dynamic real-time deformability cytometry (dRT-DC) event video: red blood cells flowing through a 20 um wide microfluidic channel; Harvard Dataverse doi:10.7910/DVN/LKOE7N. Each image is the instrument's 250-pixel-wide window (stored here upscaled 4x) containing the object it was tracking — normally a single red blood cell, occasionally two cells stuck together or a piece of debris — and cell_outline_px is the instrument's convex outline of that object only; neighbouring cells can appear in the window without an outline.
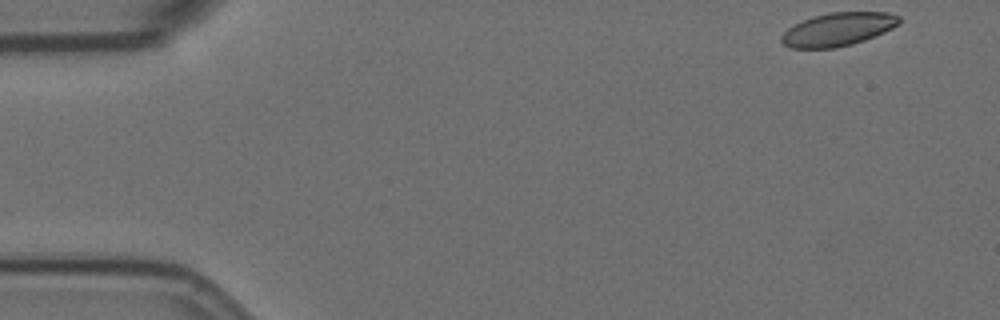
{"species": "Egyptian fruit bat (a non-hibernating species)", "species_latin": "Rousettus aegyptiacus", "temperature_condition": "room temperature", "stored_images_in_passage": 55, "camera_frame_rate_fps": 3000, "um_per_image_px": 0.085, "animal": {"sex": "female"}, "frame": {"image": 1, "passage_image": 1, "time_ms": 0.0, "image_size_px": [1000, 320], "cell_outline_px": [[900, 24], [884, 32], [864, 40], [852, 44], [836, 48], [788, 48], [780, 40], [780, 36], [788, 28], [812, 16], [832, 12], [888, 12], [900, 16]], "centroid_in_image_um": [71.23, 2.49], "position_along_channel_um": 13.8, "area_um2": 22.83}}
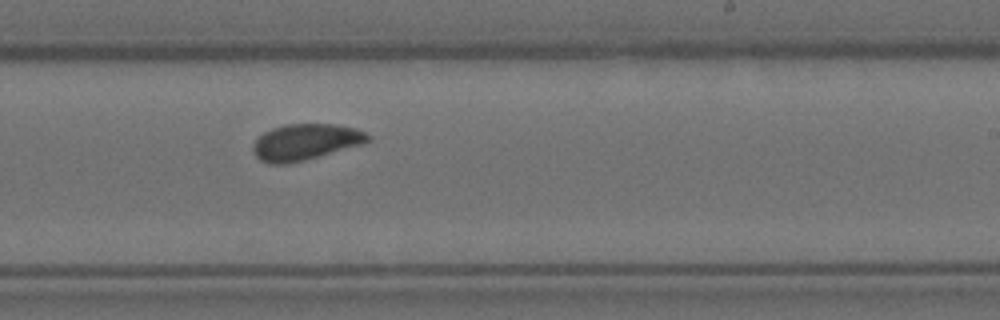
{"frame": {"image": 2, "passage_image": 32, "time_ms": 10.333, "image_size_px": [1000, 320], "cell_outline_px": [[372, 140], [364, 144], [304, 160], [288, 164], [268, 164], [260, 160], [252, 152], [252, 144], [264, 132], [272, 128], [288, 124], [332, 124], [356, 128], [372, 136]], "centroid_in_image_um": [25.97, 12.08], "position_along_channel_um": 263.0, "area_um2": 24.33}}
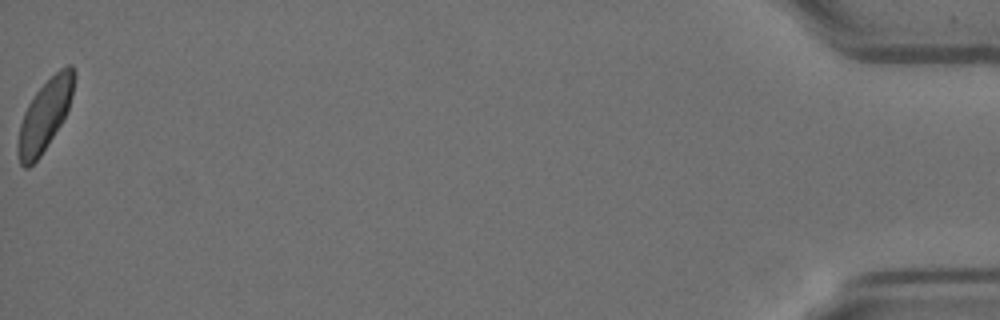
{"frame": {"image": 3, "passage_image": 55, "time_ms": 18.0, "image_size_px": [1000, 320], "cell_outline_px": [[76, 76], [72, 96], [68, 108], [60, 124], [40, 156], [28, 168], [24, 168], [20, 164], [16, 152], [16, 144], [20, 124], [24, 112], [28, 104], [36, 92], [60, 68], [68, 64], [72, 64], [76, 72]], "centroid_in_image_um": [3.8, 9.79], "position_along_channel_um": 431.4, "area_um2": 23.06}, "authors_computed_cell_mechanics": {"area_um2": 23.987, "velocity_mm_per_s": 3.5244, "shape_relaxation_time_tau1_ms": 5.6503, "shape_relaxation_time_tau2_ms": 1.1183, "deformation_change_tau1": 0.1124, "deformation_change_tau2": 0.0616}}